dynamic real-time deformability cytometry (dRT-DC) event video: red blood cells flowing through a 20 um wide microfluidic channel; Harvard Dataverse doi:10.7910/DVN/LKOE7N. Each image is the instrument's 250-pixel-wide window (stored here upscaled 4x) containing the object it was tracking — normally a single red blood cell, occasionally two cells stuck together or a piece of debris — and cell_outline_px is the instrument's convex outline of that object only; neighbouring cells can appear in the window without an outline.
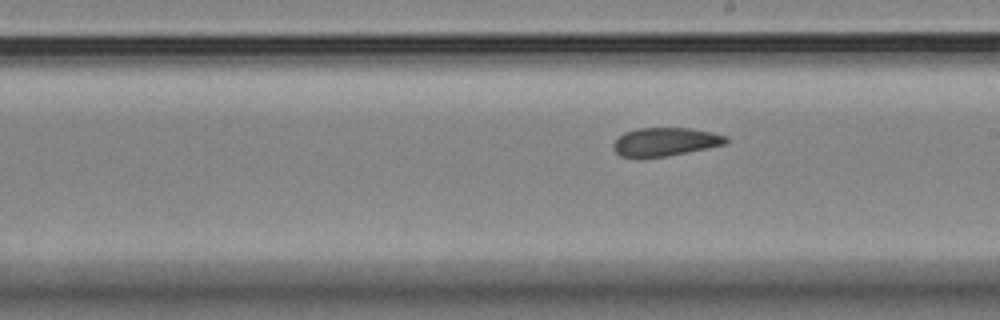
{"species": "Egyptian fruit bat (a non-hibernating species)", "species_latin": "Rousettus aegyptiacus", "temperature_condition": "room temperature", "stored_images_in_passage": 6, "segment_of_instrument_passage": [2, 2], "camera_frame_rate_fps": 3000, "um_per_image_px": 0.085, "animal": {"sex": "female"}, "frame": {"image": 1, "passage_image": 6, "time_ms": 1.667, "image_size_px": [1000, 320], "cell_outline_px": [[728, 140], [724, 144], [668, 156], [644, 160], [636, 160], [620, 156], [612, 148], [612, 144], [624, 132], [636, 128], [688, 128], [712, 132], [728, 136]], "centroid_in_image_um": [56.45, 12.09], "position_along_channel_um": 232.5, "area_um2": 19.13}}